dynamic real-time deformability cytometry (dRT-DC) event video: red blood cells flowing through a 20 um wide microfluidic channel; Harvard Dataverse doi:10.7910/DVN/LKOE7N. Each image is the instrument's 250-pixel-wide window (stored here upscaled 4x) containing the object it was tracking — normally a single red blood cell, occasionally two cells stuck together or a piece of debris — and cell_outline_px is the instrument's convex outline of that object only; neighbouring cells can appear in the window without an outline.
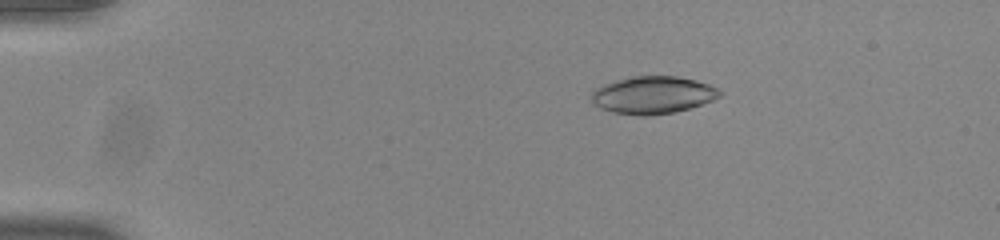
{"species": "common noctule bat (a hibernating species)", "species_latin": "Nyctalus noctula", "temperature_condition": "room temperature", "stored_images_in_passage": 52, "camera_frame_rate_fps": 3000, "um_per_image_px": 0.085, "animal": {"sex": "male", "body_mass_g": 20.0, "forearm_length_mm": 53.3}, "frame": {"image": 1, "passage_image": 10, "time_ms": 3.0, "image_size_px": [1000, 240], "cell_outline_px": [[724, 92], [720, 96], [712, 100], [676, 112], [648, 116], [640, 116], [612, 112], [600, 108], [592, 100], [592, 92], [596, 88], [604, 84], [616, 80], [632, 76], [676, 76], [696, 80], [708, 84]], "centroid_in_image_um": [55.5, 8.08], "position_along_channel_um": 29.5, "area_um2": 27.92}}
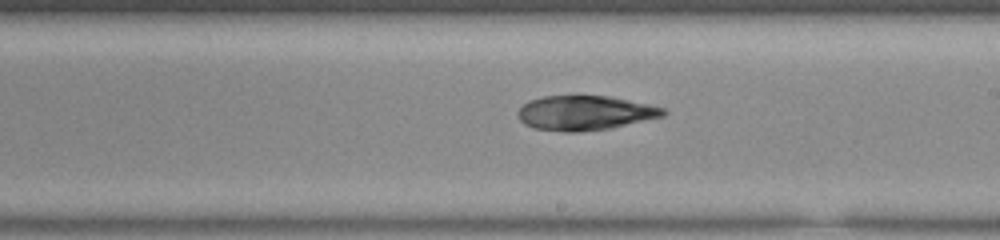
{"frame": {"image": 2, "passage_image": 32, "time_ms": 10.333, "image_size_px": [1000, 240], "cell_outline_px": [[668, 112], [664, 116], [608, 128], [580, 132], [564, 132], [532, 128], [524, 124], [520, 120], [516, 112], [528, 100], [544, 96], [608, 96], [664, 108]], "centroid_in_image_um": [49.66, 9.6], "position_along_channel_um": 239.3, "area_um2": 29.07}}
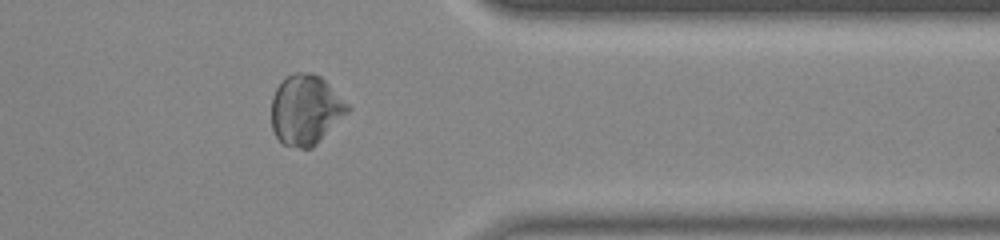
{"frame": {"image": 3, "passage_image": 44, "time_ms": 14.333, "image_size_px": [1000, 240], "cell_outline_px": [[352, 108], [312, 148], [300, 148], [284, 144], [276, 136], [272, 128], [272, 96], [276, 88], [292, 72], [312, 72], [320, 76]], "centroid_in_image_um": [25.98, 9.32], "position_along_channel_um": 385.4, "area_um2": 30.75}}